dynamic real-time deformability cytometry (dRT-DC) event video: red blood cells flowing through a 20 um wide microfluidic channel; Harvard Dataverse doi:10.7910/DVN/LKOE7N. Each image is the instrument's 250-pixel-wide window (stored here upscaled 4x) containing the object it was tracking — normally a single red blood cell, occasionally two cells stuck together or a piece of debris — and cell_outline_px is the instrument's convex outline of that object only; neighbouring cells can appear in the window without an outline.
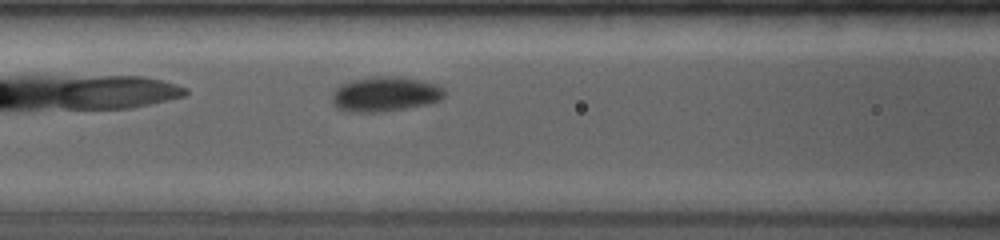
{"species": "common noctule bat (a hibernating species)", "species_latin": "Nyctalus noctula", "temperature_condition": "room temperature", "stored_images_in_passage": 5, "segment_of_instrument_passage": [1, 2], "camera_frame_rate_fps": 4000, "um_per_image_px": 0.085, "animal": {"sex": "female", "body_mass_g": 19.0, "forearm_length_mm": 53.3}, "frame": {"image": 1, "passage_image": 4, "time_ms": 2.75, "image_size_px": [1000, 240], "cell_outline_px": [[448, 92], [440, 100], [432, 104], [380, 112], [348, 112], [336, 108], [332, 104], [332, 92], [340, 84], [352, 80], [368, 76], [396, 76], [420, 80], [436, 84], [444, 88]], "centroid_in_image_um": [32.74, 8.0], "position_along_channel_um": 133.9, "area_um2": 23.35}}